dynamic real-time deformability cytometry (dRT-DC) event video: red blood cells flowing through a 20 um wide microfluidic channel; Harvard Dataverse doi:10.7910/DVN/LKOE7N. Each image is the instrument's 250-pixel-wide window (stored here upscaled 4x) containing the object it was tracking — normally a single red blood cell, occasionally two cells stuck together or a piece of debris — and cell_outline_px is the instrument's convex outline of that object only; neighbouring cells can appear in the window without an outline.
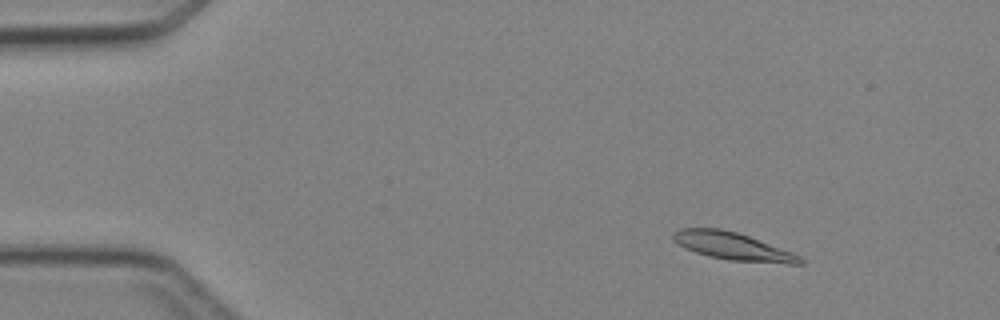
{"species": "Egyptian fruit bat (a non-hibernating species)", "species_latin": "Rousettus aegyptiacus", "temperature_condition": "cold", "stored_images_in_passage": 5, "camera_frame_rate_fps": 3000, "um_per_image_px": 0.085, "animal": {"sex": "female"}, "frame": {"image": 1, "passage_image": 3, "time_ms": 2.0, "image_size_px": [1000, 320], "cell_outline_px": [[804, 264], [788, 264], [728, 260], [708, 256], [696, 252], [680, 244], [672, 236], [672, 232], [680, 228], [720, 228], [736, 232], [748, 236], [792, 252], [800, 256], [804, 260]], "centroid_in_image_um": [62.32, 20.94], "position_along_channel_um": 22.7, "area_um2": 20.17}}